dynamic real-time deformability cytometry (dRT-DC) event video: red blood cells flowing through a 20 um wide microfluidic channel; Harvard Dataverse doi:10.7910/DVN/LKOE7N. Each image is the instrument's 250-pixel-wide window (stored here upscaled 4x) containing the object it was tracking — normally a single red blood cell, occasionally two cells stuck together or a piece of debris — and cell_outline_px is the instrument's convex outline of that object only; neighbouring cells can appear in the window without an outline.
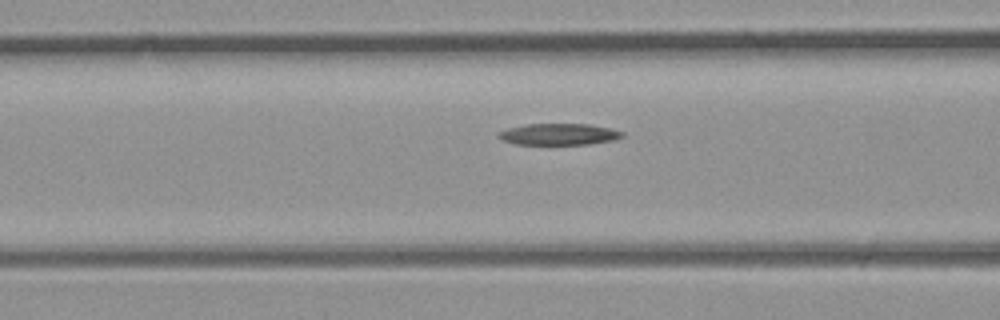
{"species": "common noctule bat (a hibernating species)", "species_latin": "Nyctalus noctula", "temperature_condition": "room temperature", "stored_images_in_passage": 7, "camera_frame_rate_fps": 3000, "um_per_image_px": 0.085, "animal": {"sex": "male", "body_mass_g": 23.1, "forearm_length_mm": 52.7}, "frame": {"image": 1, "passage_image": 4, "time_ms": 1.0, "image_size_px": [1000, 320], "cell_outline_px": [[624, 136], [616, 140], [588, 144], [516, 144], [504, 140], [496, 136], [500, 132], [508, 128], [528, 124], [588, 124], [612, 128], [624, 132]], "centroid_in_image_um": [47.57, 11.41], "position_along_channel_um": 119.0, "area_um2": 15.43}}
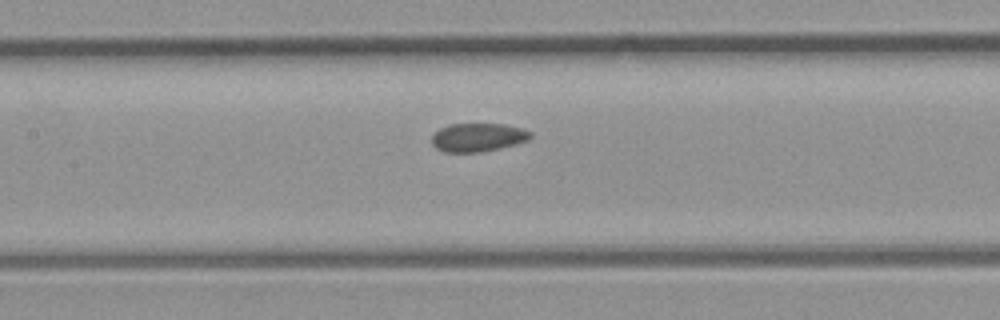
{"frame": {"image": 2, "passage_image": 7, "time_ms": 2.0, "image_size_px": [1000, 320], "cell_outline_px": [[532, 136], [528, 140], [516, 144], [500, 148], [480, 152], [444, 152], [436, 148], [432, 144], [432, 136], [440, 128], [448, 124], [504, 124], [520, 128], [532, 132]], "centroid_in_image_um": [40.62, 11.67], "position_along_channel_um": 166.8, "area_um2": 16.36}}